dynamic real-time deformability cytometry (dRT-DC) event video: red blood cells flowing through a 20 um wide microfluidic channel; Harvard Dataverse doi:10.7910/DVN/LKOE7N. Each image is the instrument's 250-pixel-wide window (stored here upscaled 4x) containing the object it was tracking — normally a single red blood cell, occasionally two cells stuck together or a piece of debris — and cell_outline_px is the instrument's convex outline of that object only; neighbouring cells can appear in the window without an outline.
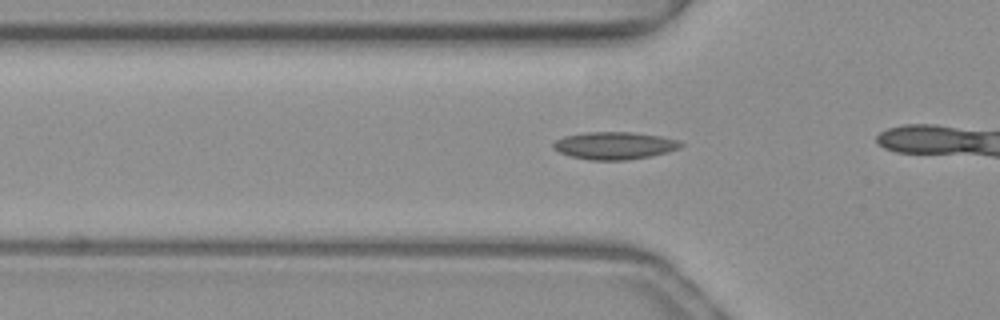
{"species": "common noctule bat (a hibernating species)", "species_latin": "Nyctalus noctula", "temperature_condition": "warm", "stored_images_in_passage": 33, "camera_frame_rate_fps": 3000, "um_per_image_px": 0.085, "animal": {"sex": "female", "body_mass_g": 19.3, "forearm_length_mm": 54.1}, "frame": {"image": 1, "passage_image": 8, "time_ms": 2.333, "image_size_px": [1000, 320], "cell_outline_px": [[684, 144], [680, 148], [668, 152], [652, 156], [628, 160], [588, 160], [572, 156], [560, 152], [552, 148], [552, 144], [556, 140], [564, 136], [588, 132], [632, 132], [660, 136], [676, 140]], "centroid_in_image_um": [52.24, 12.38], "position_along_channel_um": 73.6, "area_um2": 20.4}}
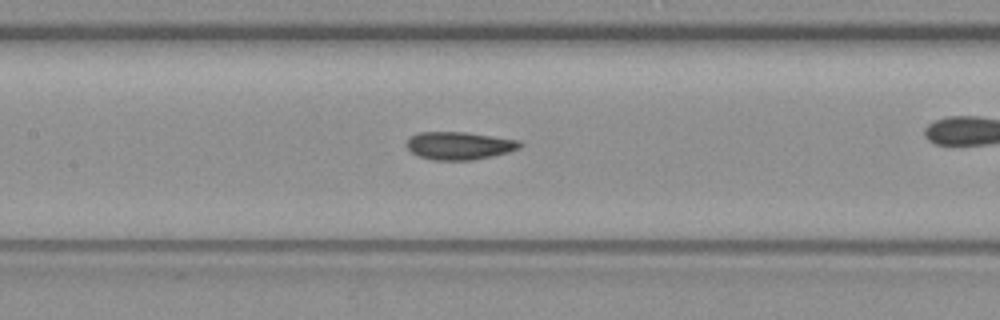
{"frame": {"image": 2, "passage_image": 15, "time_ms": 4.667, "image_size_px": [1000, 320], "cell_outline_px": [[524, 144], [520, 148], [508, 152], [492, 156], [472, 160], [432, 160], [420, 156], [412, 152], [408, 148], [408, 136], [420, 132], [464, 132], [520, 140]], "centroid_in_image_um": [39.06, 12.38], "position_along_channel_um": 168.3, "area_um2": 18.32}}
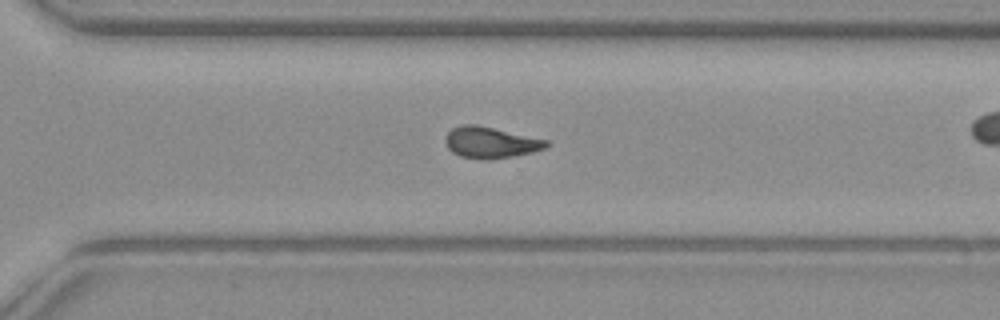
{"frame": {"image": 3, "passage_image": 27, "time_ms": 8.667, "image_size_px": [1000, 320], "cell_outline_px": [[552, 144], [544, 148], [532, 152], [516, 156], [488, 160], [484, 160], [460, 156], [452, 152], [448, 148], [444, 140], [444, 136], [452, 128], [464, 124], [476, 124], [548, 140]], "centroid_in_image_um": [41.69, 12.12], "position_along_channel_um": 328.9, "area_um2": 18.55}}